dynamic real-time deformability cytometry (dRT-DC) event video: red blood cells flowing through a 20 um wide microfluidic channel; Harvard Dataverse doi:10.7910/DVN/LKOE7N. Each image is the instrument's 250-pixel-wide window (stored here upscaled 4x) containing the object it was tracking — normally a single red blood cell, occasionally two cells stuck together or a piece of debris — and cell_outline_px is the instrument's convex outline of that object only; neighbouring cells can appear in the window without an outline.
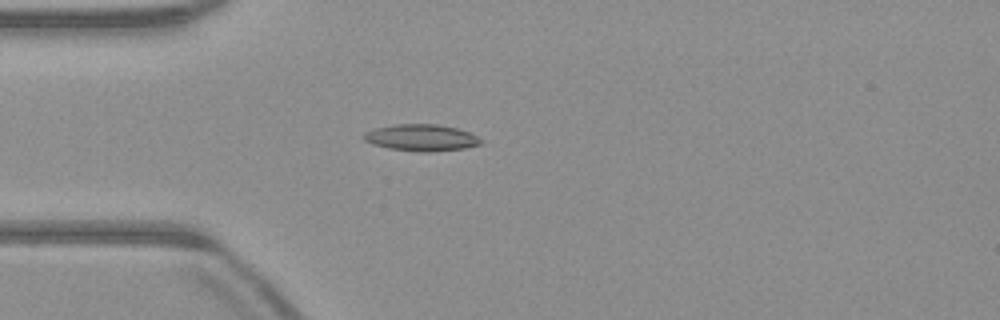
{"species": "common noctule bat (a hibernating species)", "species_latin": "Nyctalus noctula", "temperature_condition": "warm", "stored_images_in_passage": 50, "camera_frame_rate_fps": 3000, "um_per_image_px": 0.085, "animal": {"sex": "male", "body_mass_g": 23.1, "forearm_length_mm": 52.7}, "frame": {"image": 1, "passage_image": 13, "time_ms": 4.0, "image_size_px": [1000, 320], "cell_outline_px": [[484, 140], [480, 144], [464, 148], [432, 152], [420, 152], [388, 148], [372, 144], [364, 140], [360, 136], [364, 132], [376, 128], [396, 124], [436, 124], [456, 128], [468, 132]], "centroid_in_image_um": [35.78, 11.7], "position_along_channel_um": 49.2, "area_um2": 18.21}}
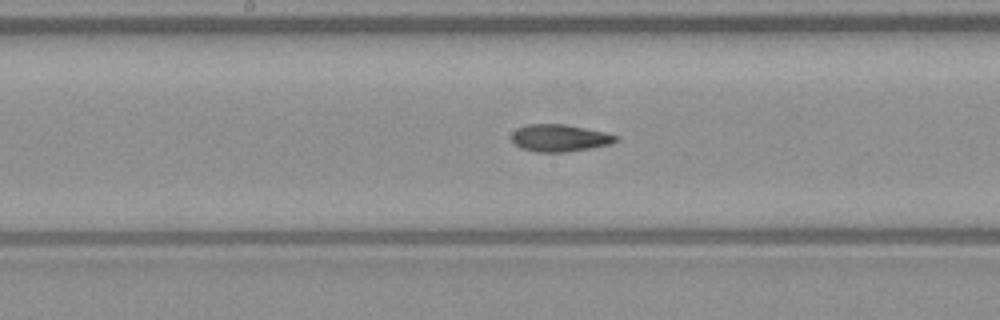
{"frame": {"image": 2, "passage_image": 25, "time_ms": 8.0, "image_size_px": [1000, 320], "cell_outline_px": [[620, 136], [612, 144], [564, 152], [536, 152], [520, 148], [512, 144], [512, 132], [516, 128], [528, 124], [564, 124], [604, 132]], "centroid_in_image_um": [47.52, 11.73], "position_along_channel_um": 200.7, "area_um2": 16.53}}
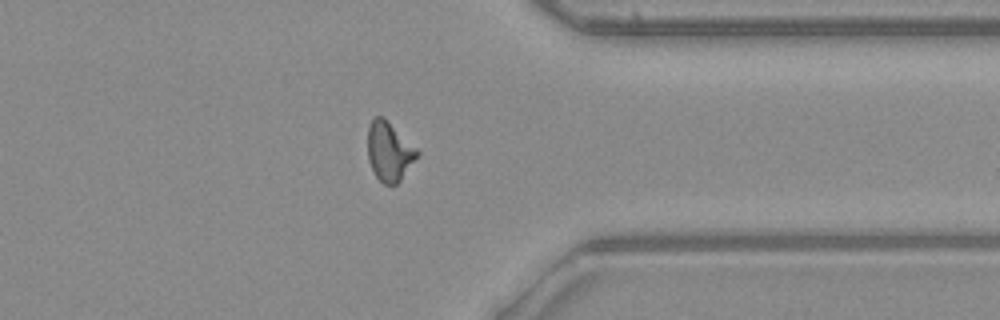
{"frame": {"image": 3, "passage_image": 39, "time_ms": 12.667, "image_size_px": [1000, 320], "cell_outline_px": [[420, 156], [400, 180], [396, 184], [384, 184], [376, 176], [368, 160], [368, 124], [376, 116], [384, 116], [420, 152]], "centroid_in_image_um": [33.1, 12.85], "position_along_channel_um": 378.3, "area_um2": 17.11}, "authors_computed_cell_mechanics": {"area_um2": 16.6753, "velocity_mm_per_s": 4.0094, "shape_relaxation_time_tau1_ms": null, "shape_relaxation_time_tau2_ms": 2.7889, "deformation_change_tau1": null, "deformation_change_tau2": 0.1045}}